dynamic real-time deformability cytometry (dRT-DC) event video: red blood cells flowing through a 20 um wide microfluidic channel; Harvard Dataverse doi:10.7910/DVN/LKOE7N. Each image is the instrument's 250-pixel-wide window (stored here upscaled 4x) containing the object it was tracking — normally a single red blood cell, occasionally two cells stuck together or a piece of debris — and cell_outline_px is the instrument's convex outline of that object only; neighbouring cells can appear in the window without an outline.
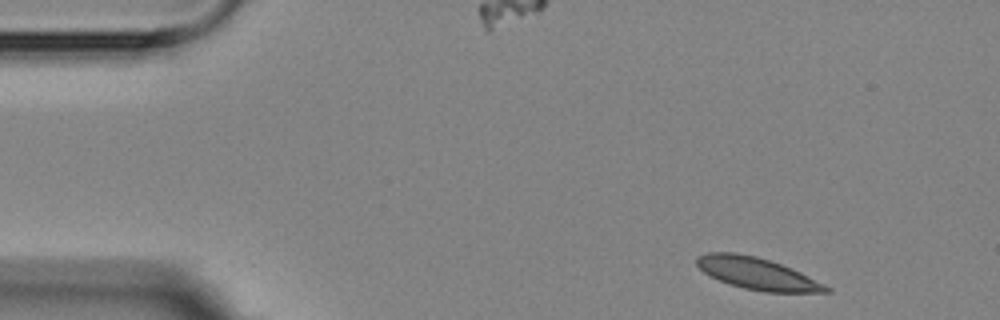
{"species": "Egyptian fruit bat (a non-hibernating species)", "species_latin": "Rousettus aegyptiacus", "temperature_condition": "room temperature", "stored_images_in_passage": 5, "segment_of_instrument_passage": [1, 2], "camera_frame_rate_fps": 3000, "um_per_image_px": 0.085, "animal": {"sex": "female"}, "frame": {"image": 1, "passage_image": 1, "time_ms": 0.0, "image_size_px": [1000, 320], "cell_outline_px": [[832, 292], [764, 292], [744, 288], [720, 280], [704, 272], [696, 264], [696, 256], [708, 252], [736, 252], [756, 256], [792, 268], [832, 288]], "centroid_in_image_um": [64.36, 23.24], "position_along_channel_um": 20.6, "area_um2": 23.81}}
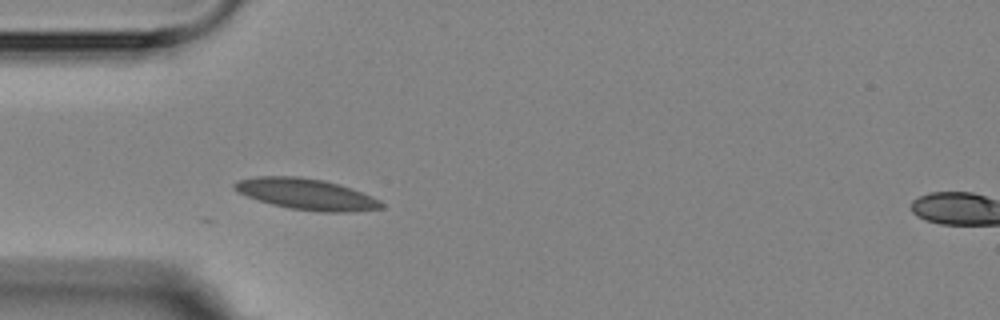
{"frame": {"image": 2, "passage_image": 4, "time_ms": 3.333, "image_size_px": [1000, 320], "cell_outline_px": [[384, 208], [352, 212], [324, 212], [292, 208], [272, 204], [248, 196], [232, 188], [232, 184], [236, 180], [256, 176], [296, 176], [324, 180], [340, 184], [352, 188], [372, 196], [380, 200], [384, 204]], "centroid_in_image_um": [26.07, 16.49], "position_along_channel_um": 58.9, "area_um2": 26.59}}